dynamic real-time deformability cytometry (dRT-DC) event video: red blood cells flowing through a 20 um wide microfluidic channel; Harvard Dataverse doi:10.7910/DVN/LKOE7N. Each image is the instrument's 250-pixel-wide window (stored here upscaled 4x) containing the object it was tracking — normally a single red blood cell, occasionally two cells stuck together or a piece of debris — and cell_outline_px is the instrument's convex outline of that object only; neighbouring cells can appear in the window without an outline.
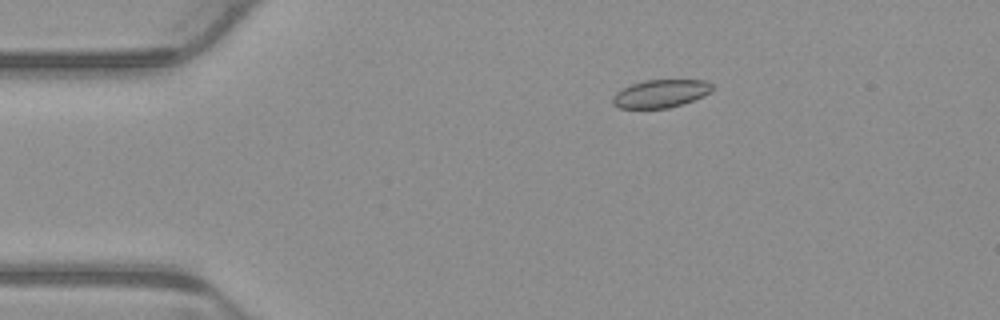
{"species": "common noctule bat (a hibernating species)", "species_latin": "Nyctalus noctula", "temperature_condition": "warm", "stored_images_in_passage": 4, "camera_frame_rate_fps": 3000, "um_per_image_px": 0.085, "animal": {"sex": "male", "body_mass_g": 23.1, "forearm_length_mm": 52.7}, "frame": {"image": 1, "passage_image": 1, "time_ms": 0.0, "image_size_px": [1000, 320], "cell_outline_px": [[712, 92], [704, 96], [684, 104], [668, 108], [620, 108], [612, 104], [612, 96], [616, 92], [632, 84], [644, 80], [704, 80], [712, 84]], "centroid_in_image_um": [56.17, 7.96], "position_along_channel_um": 28.8, "area_um2": 16.3}}
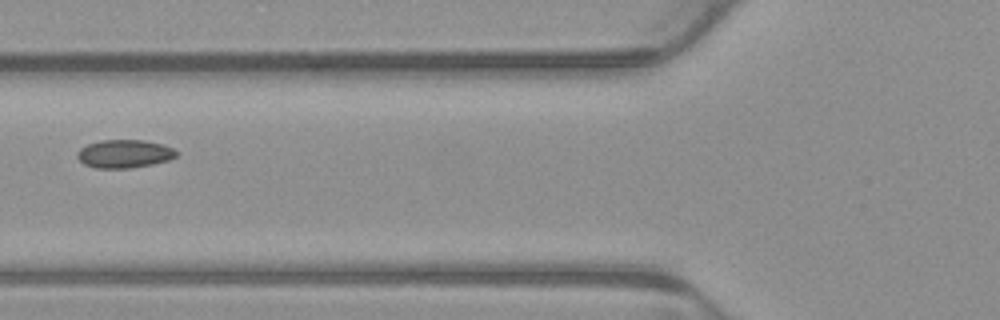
{"frame": {"image": 2, "passage_image": 4, "time_ms": 1.0, "image_size_px": [1000, 320], "cell_outline_px": [[180, 152], [176, 156], [168, 160], [152, 164], [132, 168], [96, 168], [84, 164], [76, 156], [76, 152], [80, 148], [88, 144], [100, 140], [144, 140], [164, 144]], "centroid_in_image_um": [10.58, 13.07], "position_along_channel_um": 115.2, "area_um2": 16.42}}